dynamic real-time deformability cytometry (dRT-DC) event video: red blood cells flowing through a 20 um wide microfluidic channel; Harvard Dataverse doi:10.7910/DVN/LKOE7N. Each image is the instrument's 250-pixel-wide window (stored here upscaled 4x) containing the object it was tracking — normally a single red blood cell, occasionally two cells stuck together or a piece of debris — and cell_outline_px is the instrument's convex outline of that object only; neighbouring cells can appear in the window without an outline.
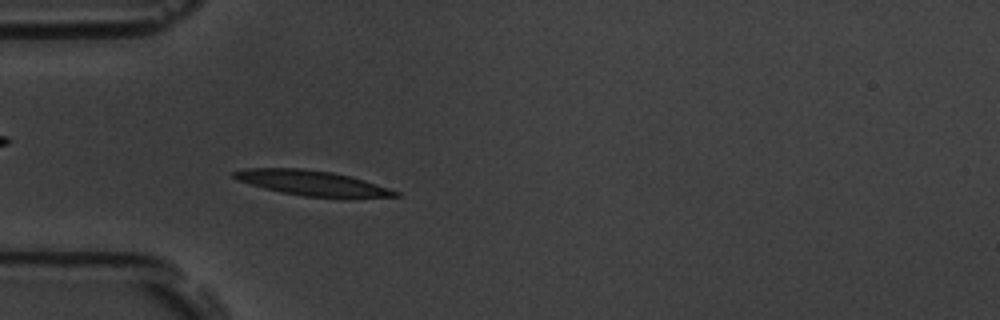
{"species": "common noctule bat (a hibernating species)", "species_latin": "Nyctalus noctula", "temperature_condition": "room temperature", "stored_images_in_passage": 56, "camera_frame_rate_fps": 3000, "um_per_image_px": 0.085, "animal": {"sex": "male", "body_mass_g": 19.5, "forearm_length_mm": 54.6}, "frame": {"image": 1, "passage_image": 16, "time_ms": 5.0, "image_size_px": [1000, 320], "cell_outline_px": [[400, 196], [348, 200], [304, 196], [280, 192], [264, 188], [236, 180], [232, 176], [232, 172], [244, 168], [304, 168], [332, 172], [364, 180], [400, 192]], "centroid_in_image_um": [26.6, 15.59], "position_along_channel_um": 58.4, "area_um2": 24.28}}
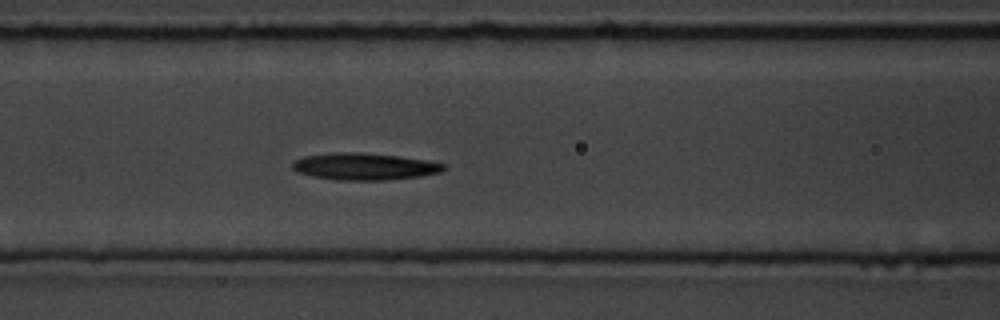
{"frame": {"image": 2, "passage_image": 23, "time_ms": 7.333, "image_size_px": [1000, 320], "cell_outline_px": [[444, 168], [440, 172], [420, 176], [384, 180], [336, 180], [312, 176], [296, 172], [292, 168], [292, 160], [304, 156], [332, 152], [360, 152], [400, 156], [424, 160], [444, 164]], "centroid_in_image_um": [30.89, 14.14], "position_along_channel_um": 135.7, "area_um2": 23.76}}
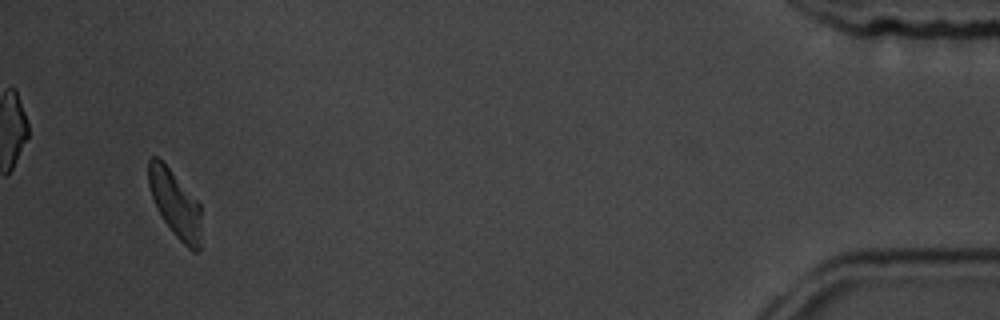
{"frame": {"image": 3, "passage_image": 54, "time_ms": 17.667, "image_size_px": [1000, 320], "cell_outline_px": [[200, 248], [196, 252], [192, 252], [172, 232], [156, 208], [148, 184], [148, 160], [152, 156], [156, 156], [168, 168], [200, 204]], "centroid_in_image_um": [14.87, 17.34], "position_along_channel_um": 420.3, "area_um2": 20.11}, "authors_computed_cell_mechanics": {"area_um2": 22.8021, "velocity_mm_per_s": 3.506, "shape_relaxation_time_tau1_ms": 4.4557, "shape_relaxation_time_tau2_ms": null, "deformation_change_tau1": 0.1346, "deformation_change_tau2": null}}